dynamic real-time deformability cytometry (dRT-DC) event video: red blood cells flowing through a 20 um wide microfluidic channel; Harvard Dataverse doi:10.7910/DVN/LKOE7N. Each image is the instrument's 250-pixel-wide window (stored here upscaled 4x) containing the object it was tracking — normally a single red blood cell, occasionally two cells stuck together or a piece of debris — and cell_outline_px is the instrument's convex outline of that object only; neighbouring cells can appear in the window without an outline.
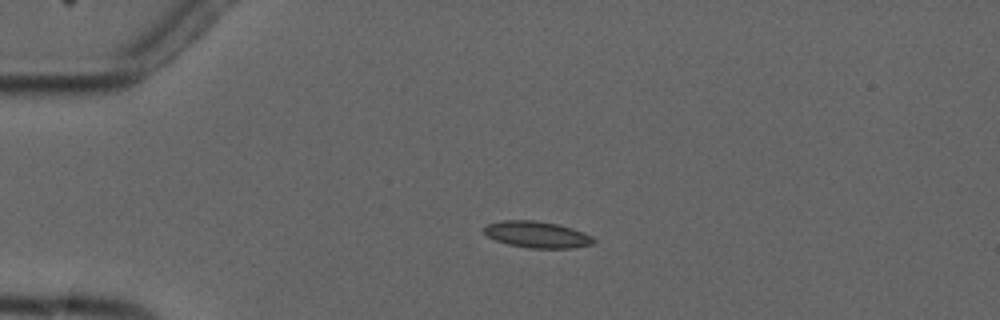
{"species": "common noctule bat (a hibernating species)", "species_latin": "Nyctalus noctula", "temperature_condition": "cold", "stored_images_in_passage": 5, "camera_frame_rate_fps": 3000, "um_per_image_px": 0.085, "animal": {"sex": "male", "forearm_length_mm": 52.5}, "frame": {"image": 1, "passage_image": 3, "time_ms": 2.333, "image_size_px": [1000, 320], "cell_outline_px": [[596, 240], [592, 244], [572, 248], [528, 248], [508, 244], [496, 240], [488, 236], [484, 232], [484, 228], [488, 224], [504, 220], [532, 220], [556, 224], [572, 228], [584, 232], [592, 236]], "centroid_in_image_um": [45.67, 19.94], "position_along_channel_um": 39.3, "area_um2": 16.76}}
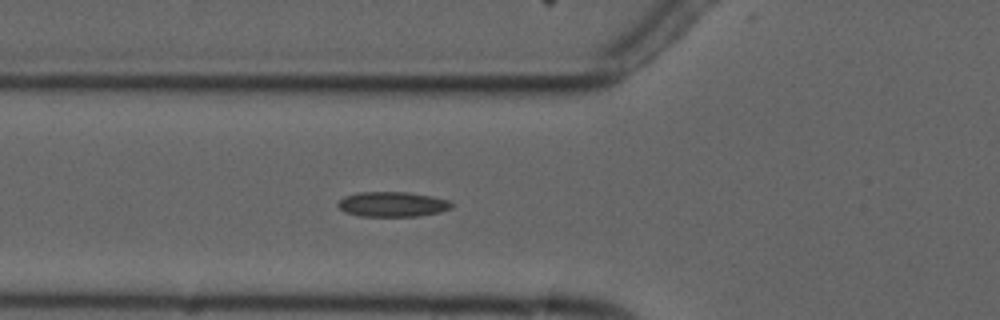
{"frame": {"image": 2, "passage_image": 5, "time_ms": 4.667, "image_size_px": [1000, 320], "cell_outline_px": [[452, 208], [440, 212], [416, 216], [360, 216], [344, 212], [336, 204], [344, 196], [360, 192], [408, 192], [432, 196], [452, 200]], "centroid_in_image_um": [33.38, 17.36], "position_along_channel_um": 92.4, "area_um2": 16.65}}